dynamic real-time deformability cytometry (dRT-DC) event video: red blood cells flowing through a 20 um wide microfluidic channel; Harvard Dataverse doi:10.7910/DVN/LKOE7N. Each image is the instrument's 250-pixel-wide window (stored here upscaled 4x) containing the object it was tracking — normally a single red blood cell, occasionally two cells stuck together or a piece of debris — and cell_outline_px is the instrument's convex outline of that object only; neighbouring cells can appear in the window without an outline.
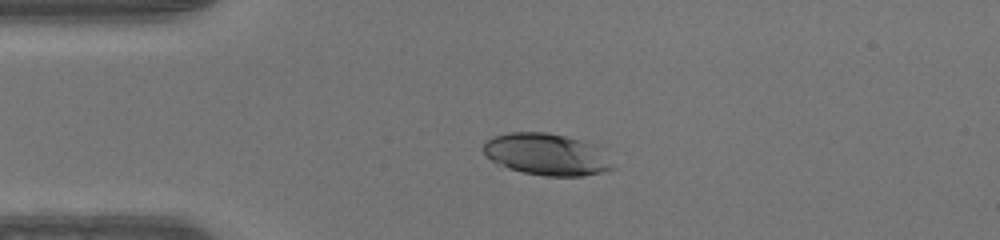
{"species": "human", "species_latin": "Homo sapiens", "temperature_condition": "warm", "stored_images_in_passage": 37, "camera_frame_rate_fps": 3000, "um_per_image_px": 0.085, "donor": {"sex": "male"}, "frame": {"image": 1, "passage_image": 1, "time_ms": 0.0, "image_size_px": [1000, 240], "cell_outline_px": [[612, 168], [600, 172], [584, 176], [544, 176], [524, 172], [508, 168], [492, 160], [480, 148], [488, 140], [496, 136], [508, 132], [544, 132], [564, 136], [596, 144], [612, 164]], "centroid_in_image_um": [46.44, 13.12], "position_along_channel_um": 38.6, "area_um2": 31.04}}
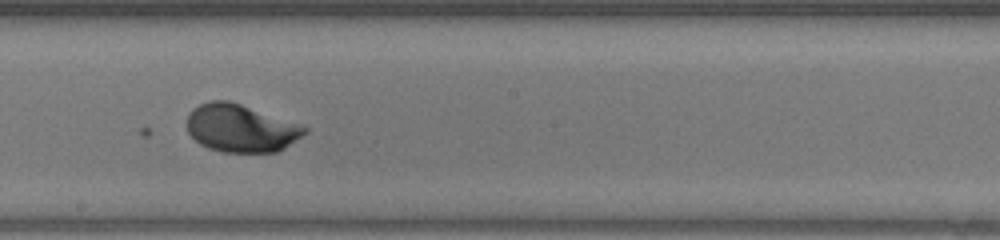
{"frame": {"image": 2, "passage_image": 16, "time_ms": 5.0, "image_size_px": [1000, 240], "cell_outline_px": [[308, 132], [284, 148], [276, 152], [224, 152], [208, 148], [200, 144], [188, 132], [188, 112], [192, 108], [208, 100], [228, 100], [240, 104], [308, 128]], "centroid_in_image_um": [20.43, 10.9], "position_along_channel_um": 227.8, "area_um2": 32.31}}
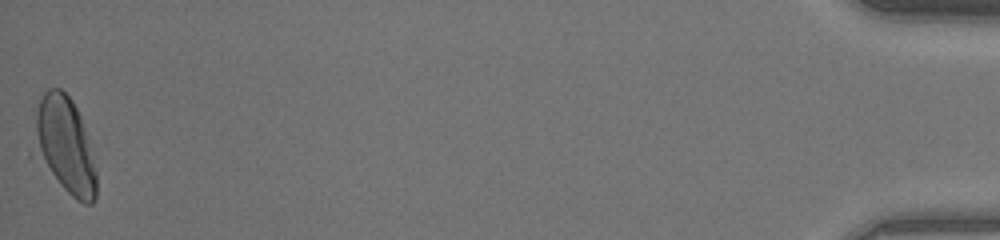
{"frame": {"image": 3, "passage_image": 37, "time_ms": 12.0, "image_size_px": [1000, 240], "cell_outline_px": [[96, 196], [92, 204], [84, 204], [76, 200], [28, 156], [28, 152], [36, 112], [40, 100], [44, 92], [48, 88], [60, 88], [72, 100], [80, 116], [88, 136], [96, 172]], "centroid_in_image_um": [5.4, 12.41], "position_along_channel_um": 429.8, "area_um2": 36.7}}